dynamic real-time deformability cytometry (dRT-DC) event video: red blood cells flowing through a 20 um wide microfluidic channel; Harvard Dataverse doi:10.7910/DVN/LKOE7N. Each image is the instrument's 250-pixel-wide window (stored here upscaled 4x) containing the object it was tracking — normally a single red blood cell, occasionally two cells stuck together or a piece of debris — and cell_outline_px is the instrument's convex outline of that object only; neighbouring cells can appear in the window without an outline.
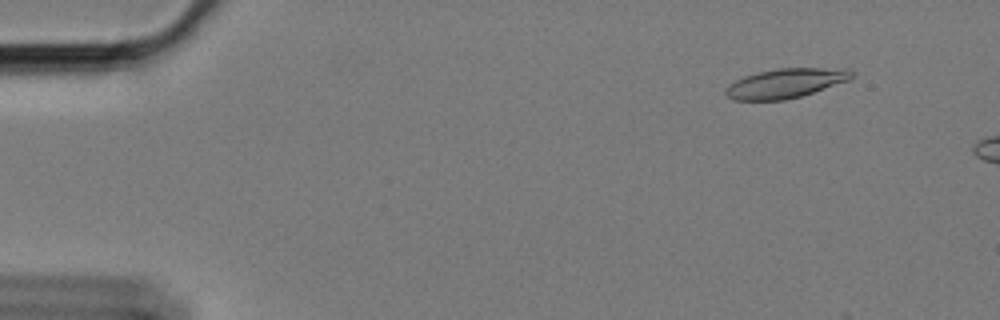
{"species": "Egyptian fruit bat (a non-hibernating species)", "species_latin": "Rousettus aegyptiacus", "temperature_condition": "cold", "stored_images_in_passage": 14, "camera_frame_rate_fps": 3000, "um_per_image_px": 0.085, "animal": {"sex": "female"}, "frame": {"image": 1, "passage_image": 6, "time_ms": 1.667, "image_size_px": [1000, 320], "cell_outline_px": [[852, 76], [848, 80], [800, 96], [784, 100], [732, 100], [724, 92], [724, 88], [728, 84], [744, 76], [776, 68], [848, 68], [852, 72]], "centroid_in_image_um": [66.72, 7.07], "position_along_channel_um": 18.3, "area_um2": 21.44}}